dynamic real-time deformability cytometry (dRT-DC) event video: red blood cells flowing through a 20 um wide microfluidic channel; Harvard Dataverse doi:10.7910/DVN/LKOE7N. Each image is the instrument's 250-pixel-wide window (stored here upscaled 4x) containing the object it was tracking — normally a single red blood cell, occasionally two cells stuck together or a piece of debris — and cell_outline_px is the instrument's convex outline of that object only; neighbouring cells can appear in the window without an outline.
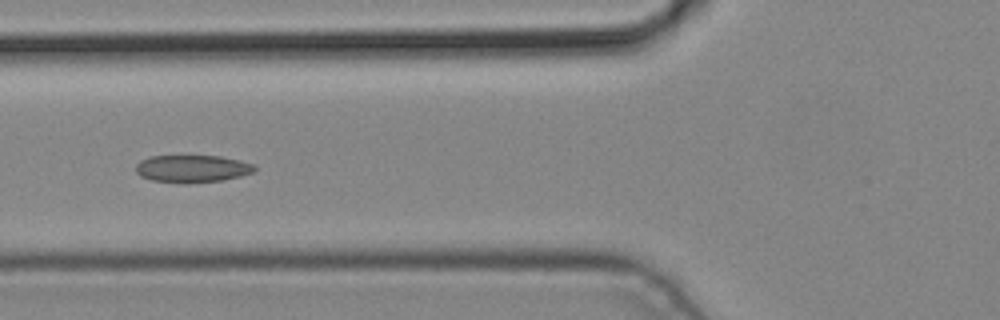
{"species": "common noctule bat (a hibernating species)", "species_latin": "Nyctalus noctula", "temperature_condition": "cold", "stored_images_in_passage": 6, "camera_frame_rate_fps": 3000, "um_per_image_px": 0.085, "animal": {"sex": "male", "body_mass_g": 19.2, "forearm_length_mm": 51.8}, "frame": {"image": 1, "passage_image": 6, "time_ms": 1.667, "image_size_px": [1000, 320], "cell_outline_px": [[256, 168], [252, 172], [240, 176], [224, 180], [188, 184], [184, 184], [152, 180], [140, 176], [136, 172], [136, 164], [140, 160], [148, 156], [220, 156], [240, 160], [256, 164]], "centroid_in_image_um": [16.33, 14.34], "position_along_channel_um": 109.5, "area_um2": 19.25}}